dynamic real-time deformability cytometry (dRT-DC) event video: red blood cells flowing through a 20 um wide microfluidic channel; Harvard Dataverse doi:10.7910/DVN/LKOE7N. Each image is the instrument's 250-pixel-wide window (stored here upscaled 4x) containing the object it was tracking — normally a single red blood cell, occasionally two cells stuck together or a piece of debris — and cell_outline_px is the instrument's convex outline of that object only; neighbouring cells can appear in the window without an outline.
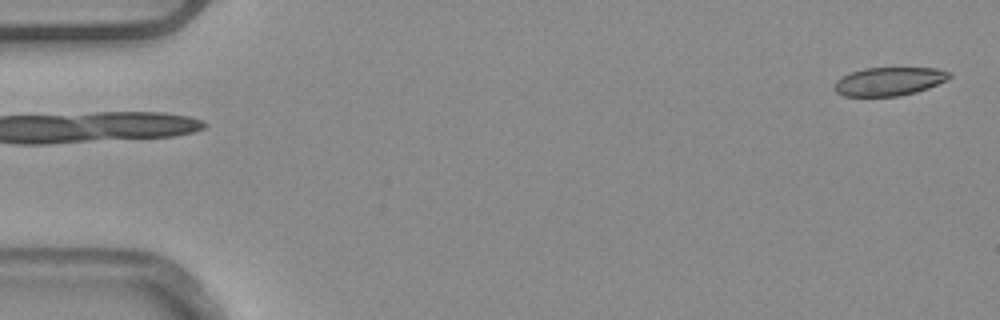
{"species": "common noctule bat (a hibernating species)", "species_latin": "Nyctalus noctula", "temperature_condition": "warm", "stored_images_in_passage": 5, "segment_of_instrument_passage": [2, 2], "camera_frame_rate_fps": 3000, "um_per_image_px": 0.085, "animal": {"sex": "male", "body_mass_g": 20.4}, "frame": {"image": 1, "passage_image": 5, "time_ms": 1.333, "image_size_px": [1000, 320], "cell_outline_px": [[952, 76], [948, 80], [928, 88], [916, 92], [900, 96], [844, 96], [836, 92], [832, 88], [832, 84], [840, 76], [848, 72], [864, 68], [936, 68], [952, 72]], "centroid_in_image_um": [75.54, 6.91], "position_along_channel_um": 9.5, "area_um2": 19.48}}